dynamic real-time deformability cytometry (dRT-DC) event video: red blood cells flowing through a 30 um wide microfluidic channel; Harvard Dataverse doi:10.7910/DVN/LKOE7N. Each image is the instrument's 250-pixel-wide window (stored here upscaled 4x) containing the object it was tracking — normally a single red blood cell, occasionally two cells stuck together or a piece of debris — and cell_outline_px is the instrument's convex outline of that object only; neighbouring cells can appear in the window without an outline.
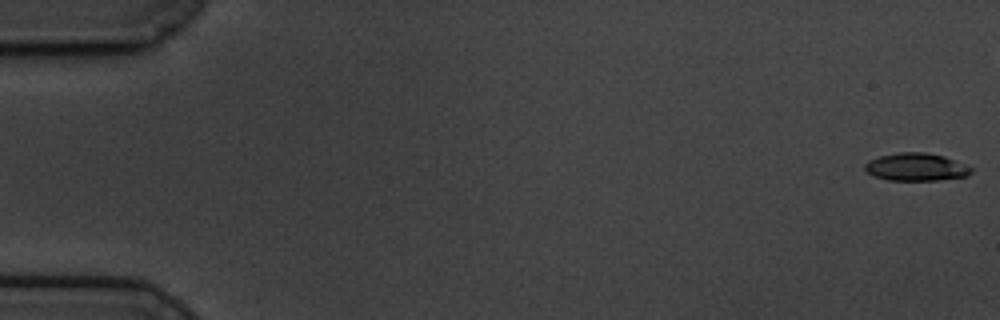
{"species": "common noctule bat (a hibernating species)", "species_latin": "Nyctalus noctula", "temperature_condition": "cold", "stored_images_in_passage": 10, "camera_frame_rate_fps": 3000, "um_per_image_px": 0.085, "animal": {"sex": "male", "body_mass_g": 19.5, "forearm_length_mm": 54.6}, "frame": {"image": 1, "passage_image": 1, "time_ms": 0.0, "image_size_px": [1000, 320], "cell_outline_px": [[972, 172], [968, 176], [936, 180], [888, 180], [876, 176], [868, 172], [864, 168], [864, 164], [868, 160], [880, 156], [900, 152], [924, 152], [944, 156], [972, 168]], "centroid_in_image_um": [77.86, 14.19], "position_along_channel_um": 7.1, "area_um2": 16.99}}